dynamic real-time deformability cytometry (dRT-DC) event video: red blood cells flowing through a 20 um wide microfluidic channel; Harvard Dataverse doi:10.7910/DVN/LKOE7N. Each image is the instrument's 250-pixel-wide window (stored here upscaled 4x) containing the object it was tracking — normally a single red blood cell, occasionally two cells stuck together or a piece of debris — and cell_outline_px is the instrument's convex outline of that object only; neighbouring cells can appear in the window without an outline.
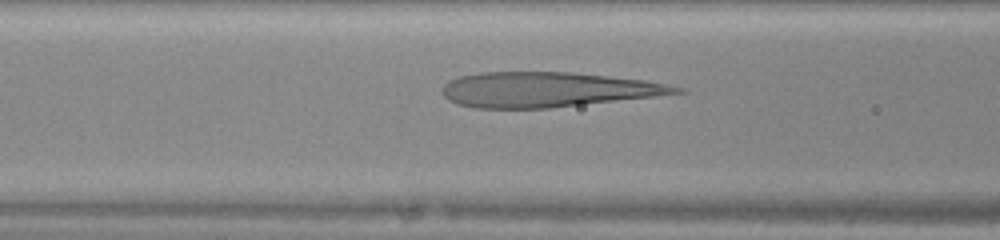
{"species": "human", "species_latin": "Homo sapiens", "temperature_condition": "warm", "stored_images_in_passage": 16, "camera_frame_rate_fps": 3000, "um_per_image_px": 0.085, "donor": {"sex": "female"}, "frame": {"image": 1, "passage_image": 14, "time_ms": 4.333, "image_size_px": [1000, 240], "cell_outline_px": [[688, 92], [548, 108], [476, 108], [456, 104], [448, 100], [444, 96], [444, 84], [448, 80], [460, 76], [480, 72], [572, 72], [644, 80], [684, 88]], "centroid_in_image_um": [46.48, 7.61], "position_along_channel_um": 120.1, "area_um2": 47.28}}